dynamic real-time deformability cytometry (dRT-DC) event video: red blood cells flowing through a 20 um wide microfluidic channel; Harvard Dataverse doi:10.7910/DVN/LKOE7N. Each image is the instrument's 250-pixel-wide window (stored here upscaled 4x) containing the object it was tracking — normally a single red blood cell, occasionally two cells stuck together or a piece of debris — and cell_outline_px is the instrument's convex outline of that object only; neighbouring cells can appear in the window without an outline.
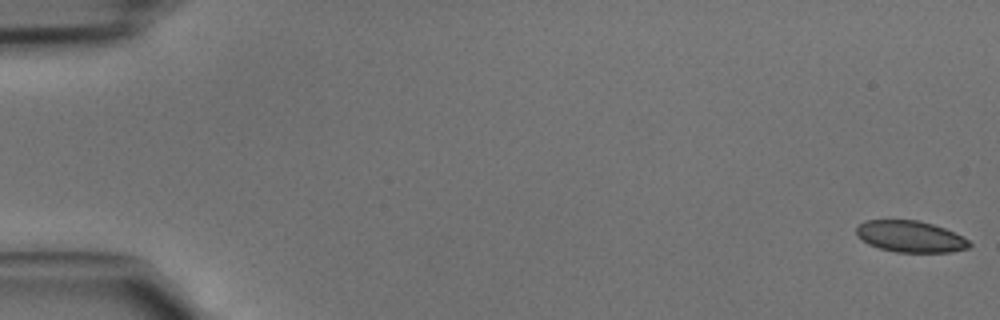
{"species": "common noctule bat (a hibernating species)", "species_latin": "Nyctalus noctula", "temperature_condition": "cold", "stored_images_in_passage": 46, "camera_frame_rate_fps": 3000, "um_per_image_px": 0.085, "animal": {"sex": "male", "body_mass_g": 15.6}, "frame": {"image": 1, "passage_image": 1, "time_ms": 0.0, "image_size_px": [1000, 320], "cell_outline_px": [[972, 244], [968, 248], [948, 252], [896, 252], [880, 248], [868, 244], [856, 232], [856, 228], [864, 220], [920, 220], [944, 228], [968, 240]], "centroid_in_image_um": [77.37, 20.1], "position_along_channel_um": 7.6, "area_um2": 20.4}}
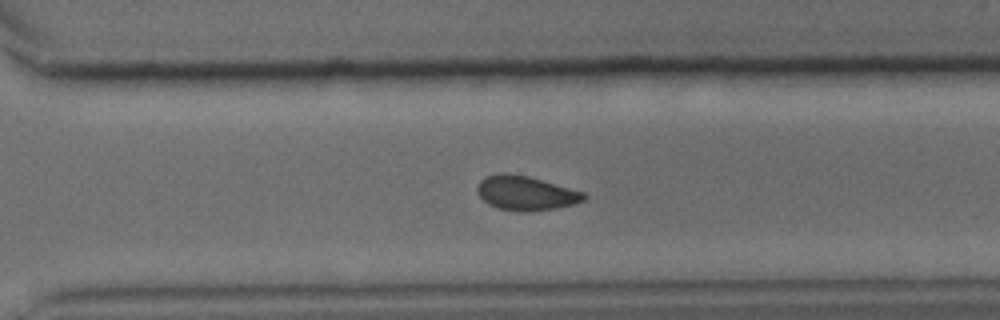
{"frame": {"image": 2, "passage_image": 33, "time_ms": 10.667, "image_size_px": [1000, 320], "cell_outline_px": [[588, 196], [584, 200], [572, 204], [556, 208], [528, 212], [524, 212], [500, 208], [488, 204], [480, 196], [476, 188], [480, 180], [484, 176], [500, 172], [508, 172], [528, 176], [584, 192]], "centroid_in_image_um": [44.67, 16.39], "position_along_channel_um": 325.9, "area_um2": 21.33}}
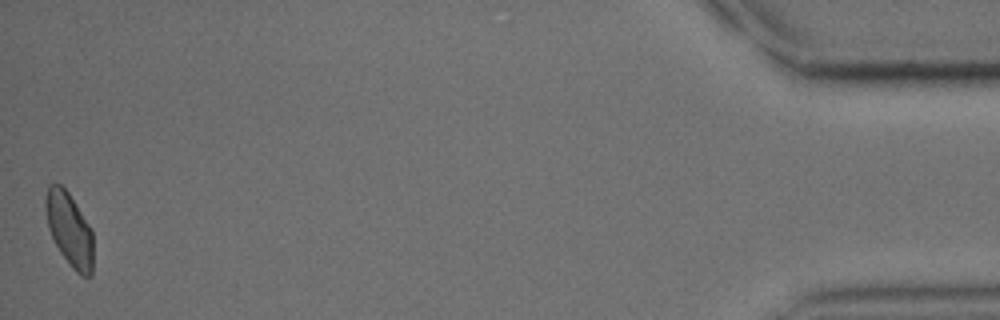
{"frame": {"image": 3, "passage_image": 46, "time_ms": 15.0, "image_size_px": [1000, 320], "cell_outline_px": [[92, 276], [80, 276], [72, 268], [60, 252], [48, 228], [48, 188], [52, 184], [60, 184], [68, 192], [92, 228]], "centroid_in_image_um": [5.96, 19.57], "position_along_channel_um": 429.2, "area_um2": 19.71}}